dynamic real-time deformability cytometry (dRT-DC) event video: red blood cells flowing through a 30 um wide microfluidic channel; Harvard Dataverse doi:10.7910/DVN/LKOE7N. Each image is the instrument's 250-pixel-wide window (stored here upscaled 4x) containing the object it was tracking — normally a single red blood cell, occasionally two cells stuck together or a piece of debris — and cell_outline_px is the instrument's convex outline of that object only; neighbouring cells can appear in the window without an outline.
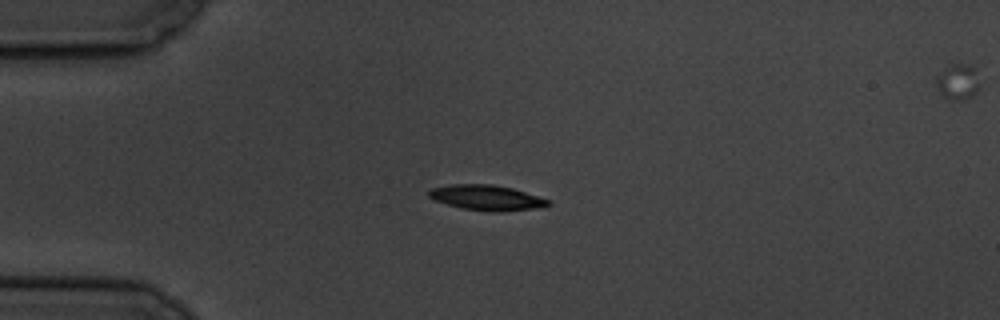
{"species": "common noctule bat (a hibernating species)", "species_latin": "Nyctalus noctula", "temperature_condition": "cold", "stored_images_in_passage": 6, "camera_frame_rate_fps": 3000, "um_per_image_px": 0.085, "animal": {"sex": "male", "body_mass_g": 19.5, "forearm_length_mm": 54.6}, "frame": {"image": 1, "passage_image": 4, "time_ms": 3.333, "image_size_px": [1000, 320], "cell_outline_px": [[552, 204], [544, 208], [500, 212], [496, 212], [460, 208], [436, 200], [428, 196], [428, 192], [432, 188], [452, 184], [492, 184], [512, 188], [548, 200]], "centroid_in_image_um": [41.4, 16.81], "position_along_channel_um": 43.6, "area_um2": 17.51}}